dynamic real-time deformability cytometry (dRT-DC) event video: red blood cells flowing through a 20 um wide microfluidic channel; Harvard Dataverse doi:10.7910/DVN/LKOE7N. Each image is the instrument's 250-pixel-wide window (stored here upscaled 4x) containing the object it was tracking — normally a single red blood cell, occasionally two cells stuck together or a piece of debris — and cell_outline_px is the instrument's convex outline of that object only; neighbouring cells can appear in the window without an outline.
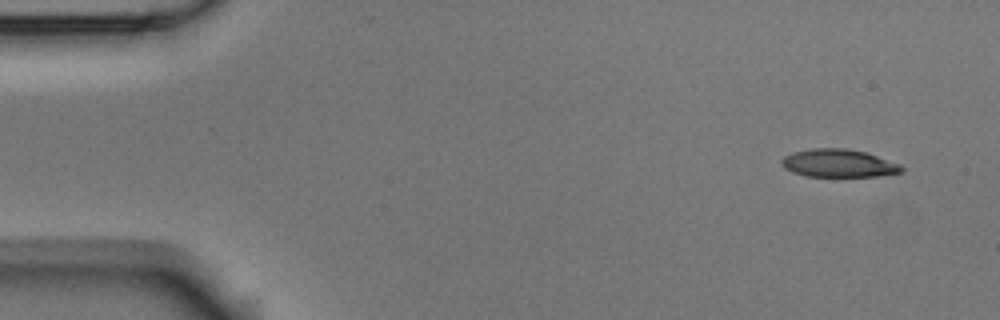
{"species": "Egyptian fruit bat (a non-hibernating species)", "species_latin": "Rousettus aegyptiacus", "temperature_condition": "room temperature", "stored_images_in_passage": 5, "camera_frame_rate_fps": 3000, "um_per_image_px": 0.085, "animal": {"sex": "male"}, "frame": {"image": 1, "passage_image": 1, "time_ms": 0.0, "image_size_px": [1000, 320], "cell_outline_px": [[904, 168], [900, 172], [876, 176], [804, 176], [792, 172], [784, 168], [780, 160], [784, 156], [796, 152], [812, 148], [844, 148], [864, 152], [900, 164]], "centroid_in_image_um": [71.24, 13.88], "position_along_channel_um": 13.8, "area_um2": 19.25}}
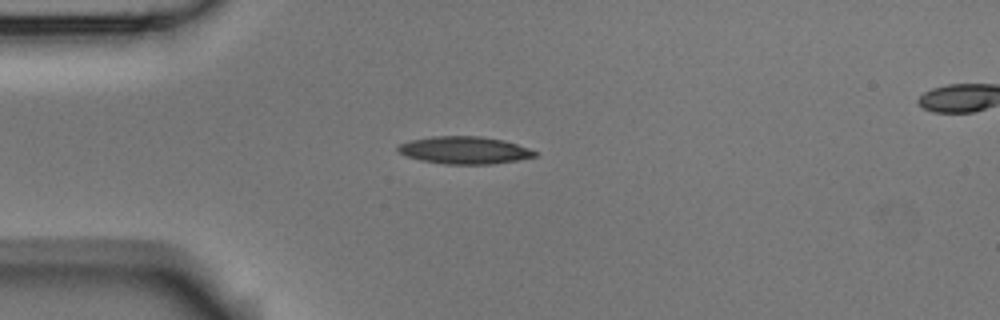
{"frame": {"image": 2, "passage_image": 4, "time_ms": 1.0, "image_size_px": [1000, 320], "cell_outline_px": [[536, 156], [516, 160], [492, 164], [444, 164], [420, 160], [408, 156], [400, 152], [396, 148], [400, 144], [408, 140], [432, 136], [480, 136], [504, 140], [528, 148], [536, 152]], "centroid_in_image_um": [39.45, 12.76], "position_along_channel_um": 45.5, "area_um2": 21.73}}